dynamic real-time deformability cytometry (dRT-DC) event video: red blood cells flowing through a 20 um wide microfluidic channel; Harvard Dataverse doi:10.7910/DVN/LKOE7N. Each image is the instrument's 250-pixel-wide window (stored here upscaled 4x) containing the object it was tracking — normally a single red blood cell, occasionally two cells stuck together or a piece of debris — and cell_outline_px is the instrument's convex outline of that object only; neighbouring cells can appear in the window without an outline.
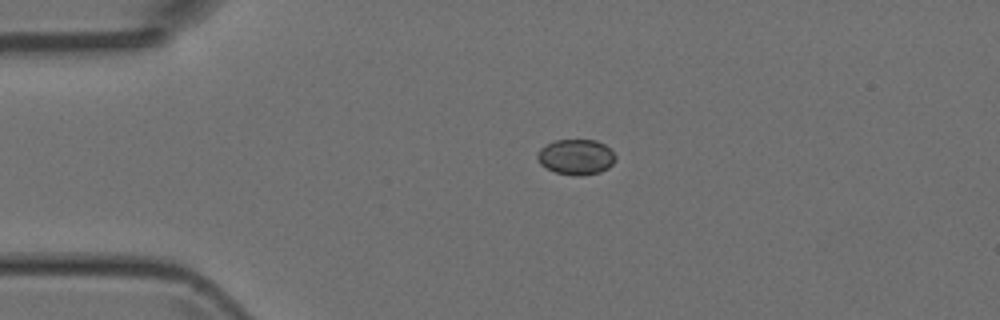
{"species": "Egyptian fruit bat (a non-hibernating species)", "species_latin": "Rousettus aegyptiacus", "temperature_condition": "room temperature", "stored_images_in_passage": 4, "camera_frame_rate_fps": 3000, "um_per_image_px": 0.085, "animal": {"sex": "female"}, "frame": {"image": 1, "passage_image": 4, "time_ms": 3.667, "image_size_px": [1000, 320], "cell_outline_px": [[616, 160], [608, 168], [600, 172], [580, 176], [572, 176], [556, 172], [540, 164], [536, 156], [540, 148], [556, 140], [596, 140], [604, 144], [616, 156]], "centroid_in_image_um": [48.97, 13.35], "position_along_channel_um": 36.0, "area_um2": 16.07}}